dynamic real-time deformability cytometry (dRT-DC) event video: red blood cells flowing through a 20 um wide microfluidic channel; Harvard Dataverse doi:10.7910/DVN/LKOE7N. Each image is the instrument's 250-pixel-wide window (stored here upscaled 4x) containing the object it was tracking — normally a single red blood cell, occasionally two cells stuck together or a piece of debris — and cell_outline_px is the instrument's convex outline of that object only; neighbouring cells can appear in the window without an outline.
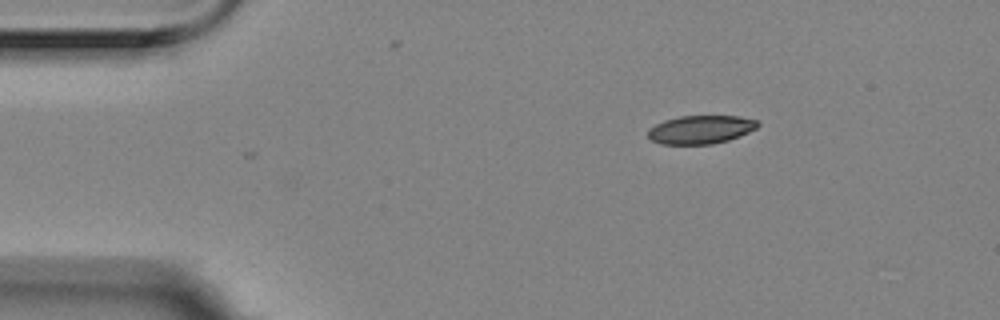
{"species": "Egyptian fruit bat (a non-hibernating species)", "species_latin": "Rousettus aegyptiacus", "temperature_condition": "room temperature", "stored_images_in_passage": 2, "camera_frame_rate_fps": 3000, "um_per_image_px": 0.085, "animal": {"sex": "female"}, "frame": {"image": 1, "passage_image": 2, "time_ms": 0.333, "image_size_px": [1000, 320], "cell_outline_px": [[760, 124], [756, 128], [748, 132], [728, 140], [712, 144], [660, 144], [652, 140], [648, 136], [648, 128], [664, 120], [680, 116], [740, 116], [756, 120]], "centroid_in_image_um": [59.54, 11.01], "position_along_channel_um": 25.5, "area_um2": 18.09}}